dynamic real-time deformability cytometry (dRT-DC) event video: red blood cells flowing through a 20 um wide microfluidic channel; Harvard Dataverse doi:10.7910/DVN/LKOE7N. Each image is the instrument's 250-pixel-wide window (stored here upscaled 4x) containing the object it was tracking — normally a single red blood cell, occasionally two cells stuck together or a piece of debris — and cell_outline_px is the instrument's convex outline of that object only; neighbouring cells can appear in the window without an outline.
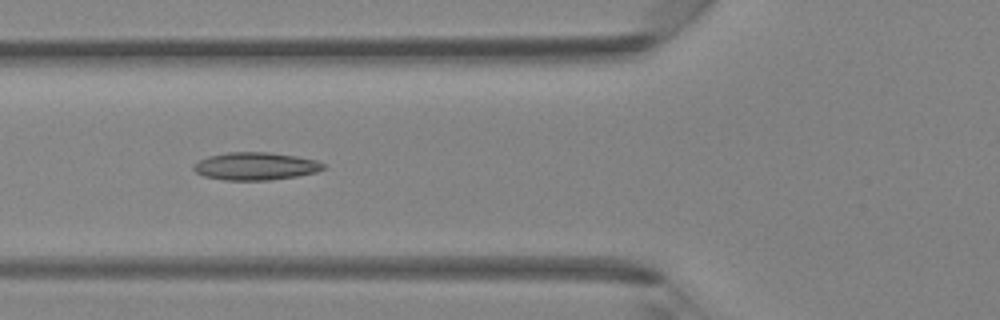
{"species": "Egyptian fruit bat (a non-hibernating species)", "species_latin": "Rousettus aegyptiacus", "temperature_condition": "room temperature", "stored_images_in_passage": 24, "camera_frame_rate_fps": 3000, "um_per_image_px": 0.085, "animal": {"sex": "female"}, "frame": {"image": 1, "passage_image": 3, "time_ms": 0.667, "image_size_px": [1000, 320], "cell_outline_px": [[324, 168], [316, 172], [296, 176], [268, 180], [224, 180], [204, 176], [196, 172], [192, 168], [200, 160], [208, 156], [228, 152], [268, 152], [296, 156], [316, 160], [324, 164]], "centroid_in_image_um": [21.71, 14.12], "position_along_channel_um": 104.1, "area_um2": 20.75}}
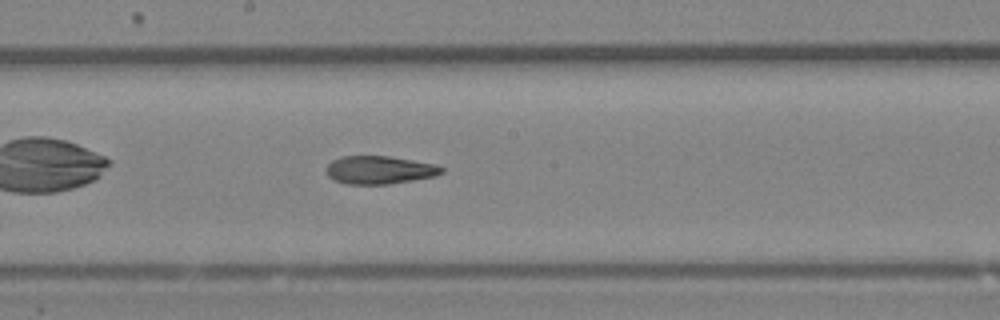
{"frame": {"image": 2, "passage_image": 10, "time_ms": 3.0, "image_size_px": [1000, 320], "cell_outline_px": [[444, 172], [436, 176], [388, 184], [344, 184], [332, 180], [328, 176], [328, 164], [332, 160], [340, 156], [388, 156], [436, 164], [444, 168]], "centroid_in_image_um": [32.26, 14.45], "position_along_channel_um": 215.9, "area_um2": 18.9}}
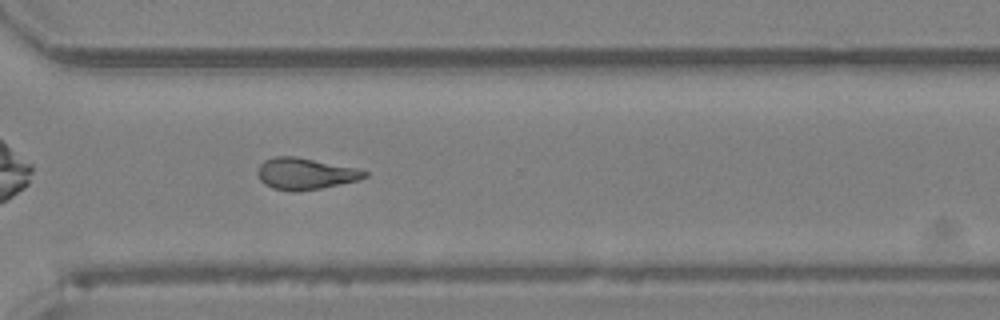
{"frame": {"image": 3, "passage_image": 18, "time_ms": 5.667, "image_size_px": [1000, 320], "cell_outline_px": [[368, 176], [360, 180], [320, 188], [296, 192], [288, 192], [272, 188], [264, 184], [260, 180], [256, 172], [260, 164], [264, 160], [276, 156], [296, 156], [356, 168], [368, 172]], "centroid_in_image_um": [25.92, 14.77], "position_along_channel_um": 344.7, "area_um2": 19.83}}